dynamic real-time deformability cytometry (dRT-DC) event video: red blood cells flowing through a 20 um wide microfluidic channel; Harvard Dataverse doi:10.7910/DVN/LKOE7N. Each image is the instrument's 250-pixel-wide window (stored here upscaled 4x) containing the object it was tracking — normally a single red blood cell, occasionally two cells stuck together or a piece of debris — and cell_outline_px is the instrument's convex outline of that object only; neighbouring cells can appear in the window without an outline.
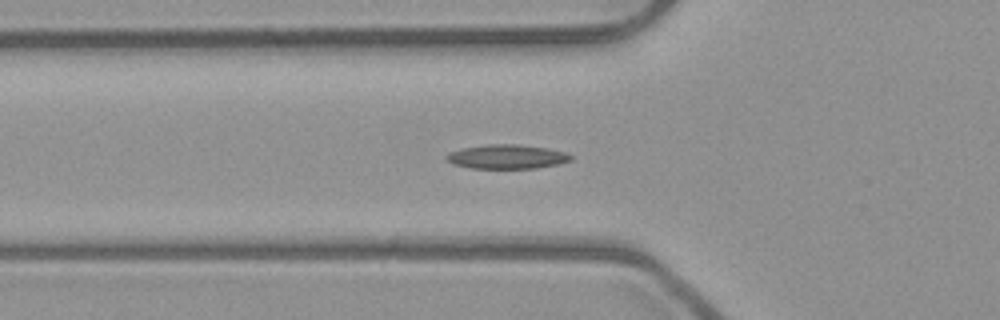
{"species": "common noctule bat (a hibernating species)", "species_latin": "Nyctalus noctula", "temperature_condition": "room temperature", "stored_images_in_passage": 39, "camera_frame_rate_fps": 3000, "um_per_image_px": 0.085, "animal": {"sex": "male", "body_mass_g": 23.1, "forearm_length_mm": 52.7}, "frame": {"image": 1, "passage_image": 4, "time_ms": 1.0, "image_size_px": [1000, 320], "cell_outline_px": [[572, 160], [560, 164], [536, 168], [472, 168], [452, 164], [444, 156], [448, 152], [464, 148], [492, 144], [516, 144], [548, 148], [568, 152], [572, 156]], "centroid_in_image_um": [43.13, 13.32], "position_along_channel_um": 82.7, "area_um2": 17.57}}
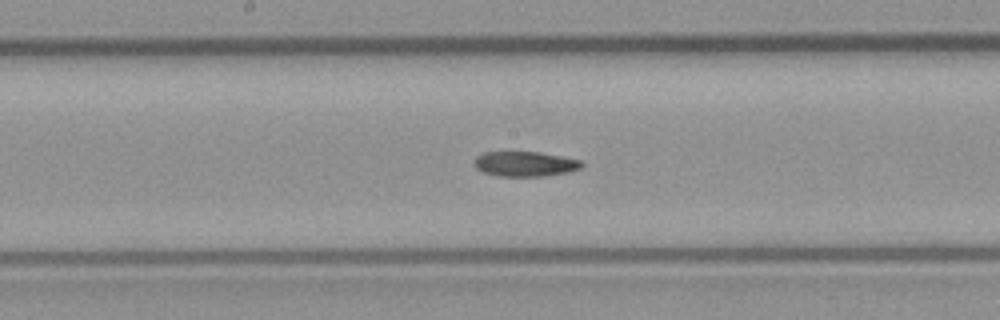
{"frame": {"image": 2, "passage_image": 13, "time_ms": 4.0, "image_size_px": [1000, 320], "cell_outline_px": [[584, 164], [580, 168], [568, 172], [544, 176], [496, 176], [484, 172], [476, 168], [472, 164], [476, 156], [484, 152], [540, 152], [580, 160]], "centroid_in_image_um": [44.59, 13.93], "position_along_channel_um": 203.6, "area_um2": 15.66}}
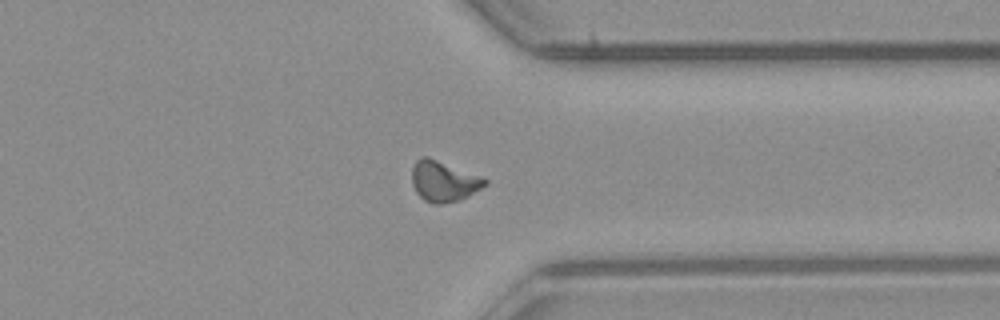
{"frame": {"image": 3, "passage_image": 26, "time_ms": 8.333, "image_size_px": [1000, 320], "cell_outline_px": [[488, 184], [468, 196], [460, 200], [444, 204], [432, 204], [424, 200], [416, 192], [412, 184], [412, 164], [420, 156], [428, 156], [480, 176], [488, 180]], "centroid_in_image_um": [37.69, 15.4], "position_along_channel_um": 373.7, "area_um2": 17.46}, "authors_computed_cell_mechanics": {"area_um2": 16.0684, "velocity_mm_per_s": 3.9917, "shape_relaxation_time_tau1_ms": 7.9974, "shape_relaxation_time_tau2_ms": 9.2488, "deformation_change_tau1": 0.1913, "deformation_change_tau2": 0.1614}}